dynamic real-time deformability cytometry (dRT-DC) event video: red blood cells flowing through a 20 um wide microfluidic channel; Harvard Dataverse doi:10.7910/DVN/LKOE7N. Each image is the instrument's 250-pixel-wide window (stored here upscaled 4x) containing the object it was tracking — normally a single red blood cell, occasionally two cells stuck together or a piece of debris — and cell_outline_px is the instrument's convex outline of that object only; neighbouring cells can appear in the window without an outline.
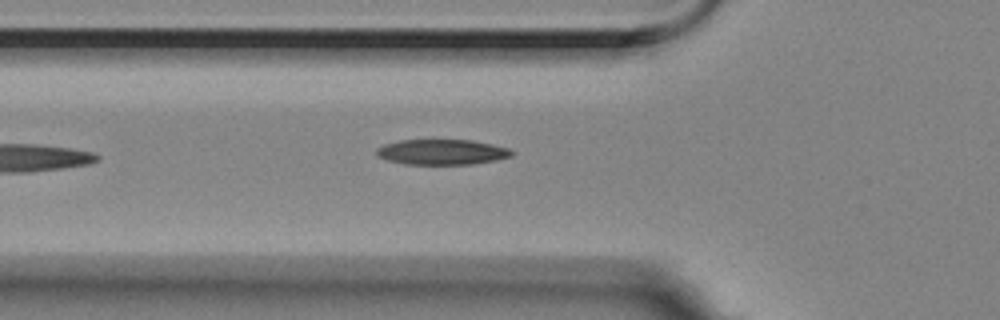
{"species": "Egyptian fruit bat (a non-hibernating species)", "species_latin": "Rousettus aegyptiacus", "temperature_condition": "room temperature", "stored_images_in_passage": 3, "camera_frame_rate_fps": 3000, "um_per_image_px": 0.085, "animal": {"sex": "female"}, "frame": {"image": 1, "passage_image": 3, "time_ms": 0.667, "image_size_px": [1000, 320], "cell_outline_px": [[516, 152], [512, 156], [496, 160], [472, 164], [404, 164], [388, 160], [376, 156], [376, 148], [384, 144], [400, 140], [472, 140], [492, 144], [508, 148]], "centroid_in_image_um": [37.57, 12.92], "position_along_channel_um": 88.2, "area_um2": 20.06}}